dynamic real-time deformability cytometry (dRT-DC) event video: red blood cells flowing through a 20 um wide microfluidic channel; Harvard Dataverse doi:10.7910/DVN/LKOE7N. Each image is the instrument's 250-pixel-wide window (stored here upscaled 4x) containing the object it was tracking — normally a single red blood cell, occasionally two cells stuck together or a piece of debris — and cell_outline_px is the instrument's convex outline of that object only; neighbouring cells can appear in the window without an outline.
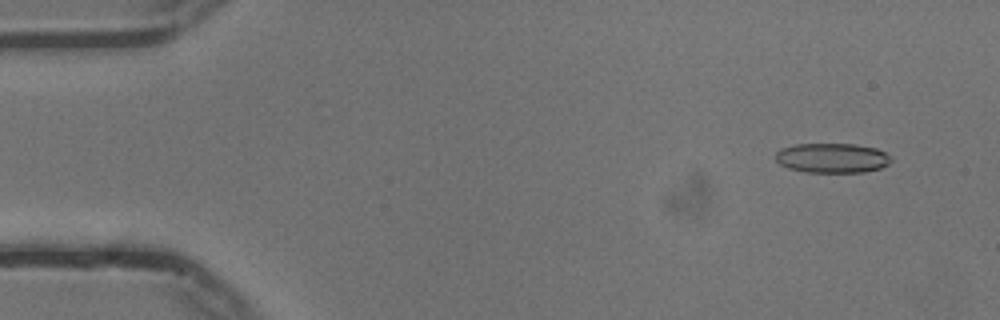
{"species": "common noctule bat (a hibernating species)", "species_latin": "Nyctalus noctula", "temperature_condition": "cold", "stored_images_in_passage": 52, "camera_frame_rate_fps": 3000, "um_per_image_px": 0.085, "animal": {"sex": "male", "body_mass_g": 13.3}, "frame": {"image": 1, "passage_image": 2, "time_ms": 0.333, "image_size_px": [1000, 320], "cell_outline_px": [[892, 160], [888, 164], [880, 168], [864, 172], [804, 172], [788, 168], [780, 164], [776, 160], [776, 152], [780, 148], [796, 144], [856, 144], [876, 148], [884, 152]], "centroid_in_image_um": [70.71, 13.43], "position_along_channel_um": 14.3, "area_um2": 20.0}}
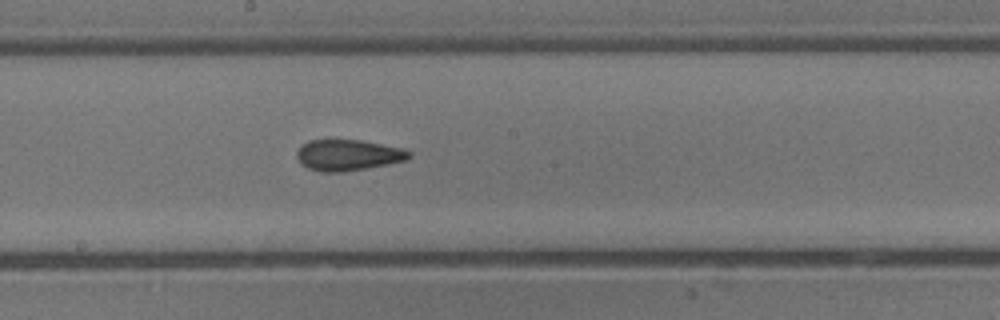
{"frame": {"image": 2, "passage_image": 27, "time_ms": 8.667, "image_size_px": [1000, 320], "cell_outline_px": [[412, 156], [408, 160], [344, 172], [320, 172], [308, 168], [300, 164], [296, 156], [296, 152], [308, 140], [328, 136], [360, 140], [404, 148], [412, 152]], "centroid_in_image_um": [29.55, 13.14], "position_along_channel_um": 218.6, "area_um2": 21.15}}
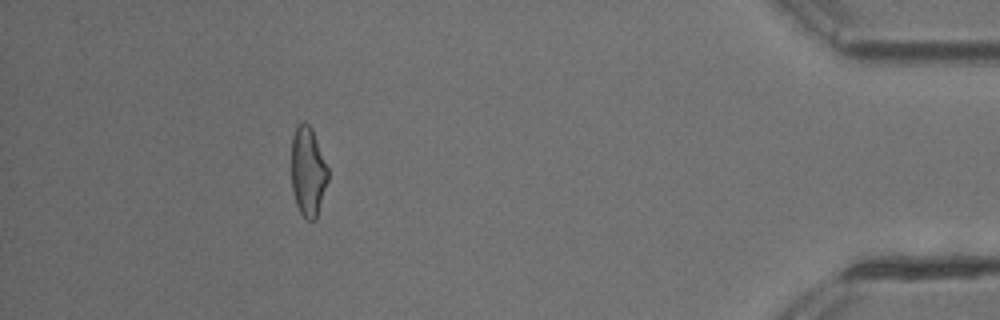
{"frame": {"image": 3, "passage_image": 47, "time_ms": 15.333, "image_size_px": [1000, 320], "cell_outline_px": [[328, 180], [316, 220], [308, 220], [300, 212], [296, 204], [292, 192], [292, 136], [296, 124], [304, 120], [312, 128], [328, 168]], "centroid_in_image_um": [26.17, 14.56], "position_along_channel_um": 409.0, "area_um2": 19.19}, "authors_computed_cell_mechanics": {"area_um2": 20.2589, "velocity_mm_per_s": 3.7463, "shape_relaxation_time_tau1_ms": 9.1163, "shape_relaxation_time_tau2_ms": 2.322, "deformation_change_tau1": 0.1669, "deformation_change_tau2": 0.1037}}